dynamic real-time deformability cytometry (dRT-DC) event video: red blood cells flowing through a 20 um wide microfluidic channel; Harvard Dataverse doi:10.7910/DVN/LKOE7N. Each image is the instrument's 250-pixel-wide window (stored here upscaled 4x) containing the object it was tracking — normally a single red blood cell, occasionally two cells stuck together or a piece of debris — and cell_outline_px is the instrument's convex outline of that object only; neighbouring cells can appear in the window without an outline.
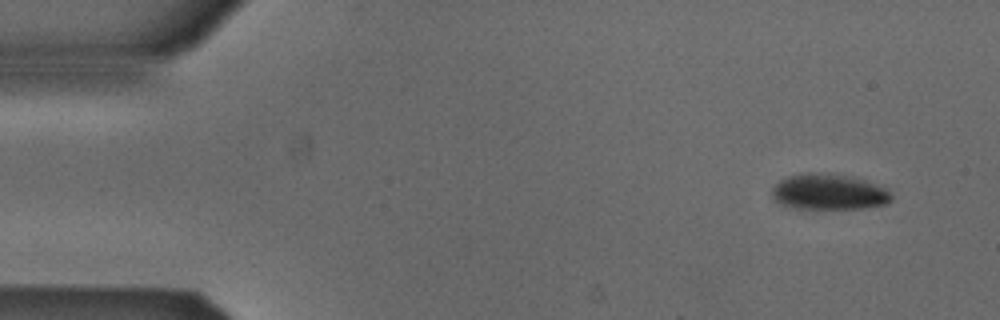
{"species": "Egyptian fruit bat (a non-hibernating species)", "species_latin": "Rousettus aegyptiacus", "temperature_condition": "cold", "stored_images_in_passage": 4, "camera_frame_rate_fps": 3000, "um_per_image_px": 0.085, "animal": {"sex": "male"}, "frame": {"image": 1, "passage_image": 1, "time_ms": 0.0, "image_size_px": [1000, 320], "cell_outline_px": [[892, 200], [888, 204], [864, 208], [796, 208], [780, 204], [772, 200], [772, 188], [780, 180], [788, 176], [808, 172], [828, 172], [852, 176], [884, 184], [888, 188], [892, 196]], "centroid_in_image_um": [70.52, 16.29], "position_along_channel_um": 14.5, "area_um2": 25.61}}
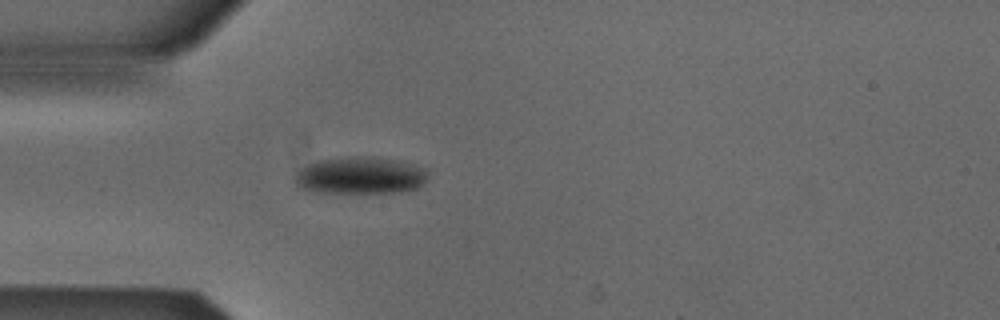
{"frame": {"image": 2, "passage_image": 4, "time_ms": 1.0, "image_size_px": [1000, 320], "cell_outline_px": [[428, 180], [420, 188], [400, 192], [320, 192], [300, 188], [296, 184], [296, 172], [300, 168], [316, 160], [356, 156], [372, 156], [396, 160], [416, 164], [428, 168]], "centroid_in_image_um": [30.71, 14.9], "position_along_channel_um": 54.3, "area_um2": 29.13}}